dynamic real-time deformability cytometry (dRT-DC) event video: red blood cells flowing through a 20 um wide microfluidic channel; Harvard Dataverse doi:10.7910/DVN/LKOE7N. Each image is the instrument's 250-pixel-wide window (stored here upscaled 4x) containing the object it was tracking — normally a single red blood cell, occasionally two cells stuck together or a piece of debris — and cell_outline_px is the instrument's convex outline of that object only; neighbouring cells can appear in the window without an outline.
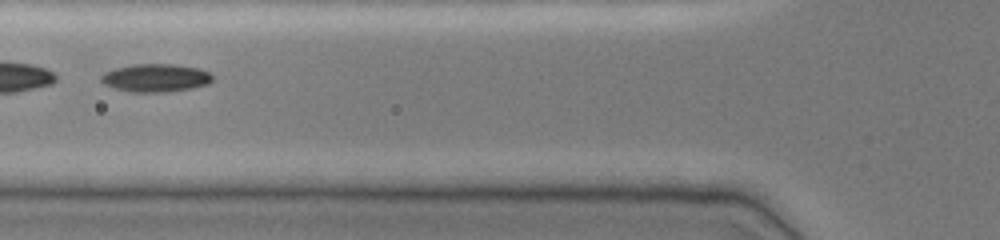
{"species": "common noctule bat (a hibernating species)", "species_latin": "Nyctalus noctula", "temperature_condition": "cold", "stored_images_in_passage": 28, "camera_frame_rate_fps": 3000, "um_per_image_px": 0.085, "animal": {"sex": "female", "body_mass_g": 19.0, "forearm_length_mm": 51.5}, "frame": {"image": 1, "passage_image": 5, "time_ms": 1.333, "image_size_px": [1000, 240], "cell_outline_px": [[212, 80], [208, 84], [192, 88], [168, 92], [132, 92], [112, 88], [104, 84], [100, 80], [100, 76], [104, 72], [116, 68], [132, 64], [172, 64], [196, 68], [208, 72], [212, 76]], "centroid_in_image_um": [13.18, 6.63], "position_along_channel_um": 112.6, "area_um2": 18.21}}
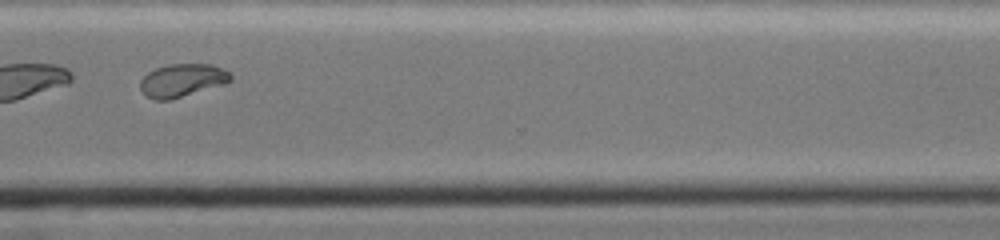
{"frame": {"image": 2, "passage_image": 24, "time_ms": 7.667, "image_size_px": [1000, 240], "cell_outline_px": [[232, 80], [224, 84], [168, 100], [156, 100], [148, 96], [140, 88], [140, 80], [148, 72], [156, 68], [168, 64], [212, 64], [224, 68], [232, 76]], "centroid_in_image_um": [15.5, 6.81], "position_along_channel_um": 355.1, "area_um2": 17.22}, "authors_computed_cell_mechanics": {"area_um2": 17.5712, "velocity_mm_per_s": 3.8275, "shape_relaxation_time_tau1_ms": 6.4808, "shape_relaxation_time_tau2_ms": 1.3973, "deformation_change_tau1": 0.1951, "deformation_change_tau2": 0.0328}}